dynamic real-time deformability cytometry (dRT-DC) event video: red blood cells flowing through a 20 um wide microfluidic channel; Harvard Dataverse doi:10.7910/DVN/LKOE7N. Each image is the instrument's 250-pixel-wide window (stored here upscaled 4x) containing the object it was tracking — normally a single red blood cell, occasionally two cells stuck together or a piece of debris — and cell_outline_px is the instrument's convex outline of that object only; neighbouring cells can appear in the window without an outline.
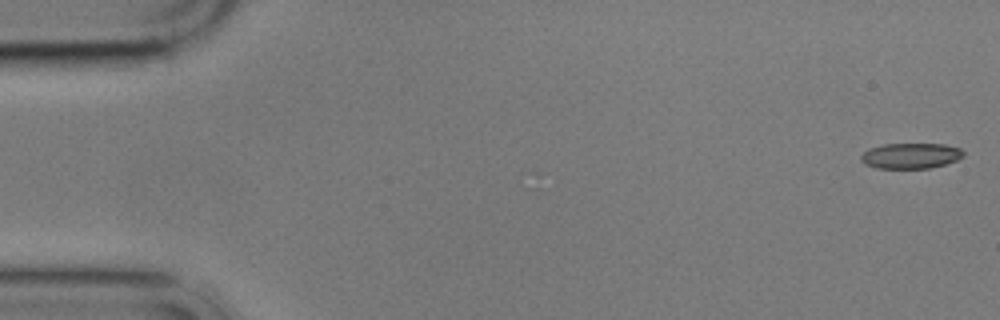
{"species": "common noctule bat (a hibernating species)", "species_latin": "Nyctalus noctula", "temperature_condition": "cold", "stored_images_in_passage": 5, "camera_frame_rate_fps": 3000, "um_per_image_px": 0.085, "animal": {"sex": "male", "body_mass_g": 17.9}, "frame": {"image": 1, "passage_image": 1, "time_ms": 0.0, "image_size_px": [1000, 320], "cell_outline_px": [[964, 156], [956, 160], [944, 164], [928, 168], [876, 168], [864, 164], [860, 160], [860, 156], [868, 148], [884, 144], [944, 144], [960, 148], [964, 152]], "centroid_in_image_um": [77.38, 13.24], "position_along_channel_um": 7.6, "area_um2": 15.26}}
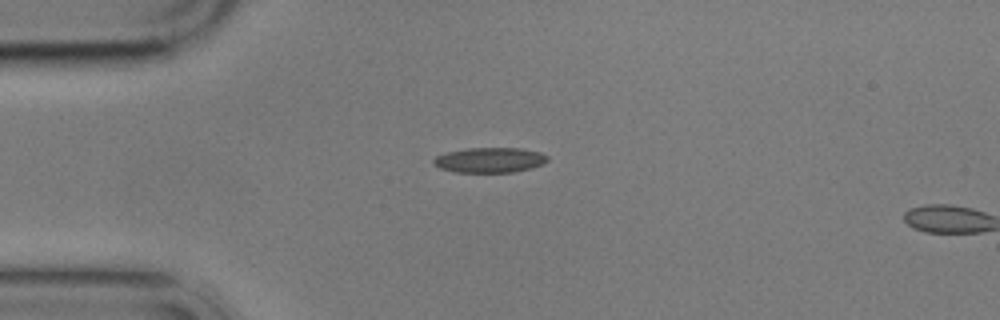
{"frame": {"image": 2, "passage_image": 4, "time_ms": 4.333, "image_size_px": [1000, 320], "cell_outline_px": [[548, 160], [544, 164], [532, 168], [512, 172], [456, 172], [440, 168], [432, 164], [432, 160], [436, 156], [448, 152], [468, 148], [520, 148], [540, 152], [548, 156]], "centroid_in_image_um": [41.64, 13.6], "position_along_channel_um": 43.4, "area_um2": 16.7}}